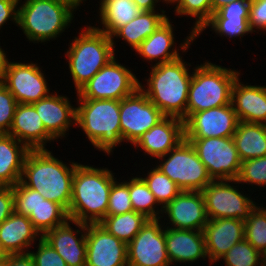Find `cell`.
<instances>
[{"mask_svg": "<svg viewBox=\"0 0 266 266\" xmlns=\"http://www.w3.org/2000/svg\"><path fill=\"white\" fill-rule=\"evenodd\" d=\"M51 153L47 149L30 150L24 161L20 182L38 191L45 199L58 203L68 212L74 171L78 163L70 162L68 167Z\"/></svg>", "mask_w": 266, "mask_h": 266, "instance_id": "1", "label": "cell"}, {"mask_svg": "<svg viewBox=\"0 0 266 266\" xmlns=\"http://www.w3.org/2000/svg\"><path fill=\"white\" fill-rule=\"evenodd\" d=\"M114 175L104 168L77 164L72 181L70 220L99 224L107 216L109 195Z\"/></svg>", "mask_w": 266, "mask_h": 266, "instance_id": "2", "label": "cell"}, {"mask_svg": "<svg viewBox=\"0 0 266 266\" xmlns=\"http://www.w3.org/2000/svg\"><path fill=\"white\" fill-rule=\"evenodd\" d=\"M182 60L154 65L147 79V89L140 83L147 98L166 117L186 119L189 85L193 75Z\"/></svg>", "mask_w": 266, "mask_h": 266, "instance_id": "3", "label": "cell"}, {"mask_svg": "<svg viewBox=\"0 0 266 266\" xmlns=\"http://www.w3.org/2000/svg\"><path fill=\"white\" fill-rule=\"evenodd\" d=\"M76 124L94 148L108 155L123 142L120 127V101L113 99H79Z\"/></svg>", "mask_w": 266, "mask_h": 266, "instance_id": "4", "label": "cell"}, {"mask_svg": "<svg viewBox=\"0 0 266 266\" xmlns=\"http://www.w3.org/2000/svg\"><path fill=\"white\" fill-rule=\"evenodd\" d=\"M239 76L238 71L209 61L198 65L189 85L186 118L196 112L231 104L232 88Z\"/></svg>", "mask_w": 266, "mask_h": 266, "instance_id": "5", "label": "cell"}, {"mask_svg": "<svg viewBox=\"0 0 266 266\" xmlns=\"http://www.w3.org/2000/svg\"><path fill=\"white\" fill-rule=\"evenodd\" d=\"M83 29L66 52L77 91L115 57L112 40L106 33L95 26Z\"/></svg>", "mask_w": 266, "mask_h": 266, "instance_id": "6", "label": "cell"}, {"mask_svg": "<svg viewBox=\"0 0 266 266\" xmlns=\"http://www.w3.org/2000/svg\"><path fill=\"white\" fill-rule=\"evenodd\" d=\"M18 10V26L35 43L56 39L72 23L75 11L60 0H26Z\"/></svg>", "mask_w": 266, "mask_h": 266, "instance_id": "7", "label": "cell"}, {"mask_svg": "<svg viewBox=\"0 0 266 266\" xmlns=\"http://www.w3.org/2000/svg\"><path fill=\"white\" fill-rule=\"evenodd\" d=\"M157 159L162 162L156 167L174 181L181 191L201 192L213 181L195 148L186 139Z\"/></svg>", "mask_w": 266, "mask_h": 266, "instance_id": "8", "label": "cell"}, {"mask_svg": "<svg viewBox=\"0 0 266 266\" xmlns=\"http://www.w3.org/2000/svg\"><path fill=\"white\" fill-rule=\"evenodd\" d=\"M139 87L140 81L136 76L114 57L77 91V98L120 101Z\"/></svg>", "mask_w": 266, "mask_h": 266, "instance_id": "9", "label": "cell"}, {"mask_svg": "<svg viewBox=\"0 0 266 266\" xmlns=\"http://www.w3.org/2000/svg\"><path fill=\"white\" fill-rule=\"evenodd\" d=\"M186 140L193 145L213 180H236L238 178L242 161L233 137Z\"/></svg>", "mask_w": 266, "mask_h": 266, "instance_id": "10", "label": "cell"}, {"mask_svg": "<svg viewBox=\"0 0 266 266\" xmlns=\"http://www.w3.org/2000/svg\"><path fill=\"white\" fill-rule=\"evenodd\" d=\"M232 180H213L201 191L208 219L236 218L246 220L256 206L250 197L241 194L229 183Z\"/></svg>", "mask_w": 266, "mask_h": 266, "instance_id": "11", "label": "cell"}, {"mask_svg": "<svg viewBox=\"0 0 266 266\" xmlns=\"http://www.w3.org/2000/svg\"><path fill=\"white\" fill-rule=\"evenodd\" d=\"M165 116L139 87L133 94L120 100L122 140L134 144L140 136Z\"/></svg>", "mask_w": 266, "mask_h": 266, "instance_id": "12", "label": "cell"}, {"mask_svg": "<svg viewBox=\"0 0 266 266\" xmlns=\"http://www.w3.org/2000/svg\"><path fill=\"white\" fill-rule=\"evenodd\" d=\"M159 219H149L127 244L128 266H170L165 230Z\"/></svg>", "mask_w": 266, "mask_h": 266, "instance_id": "13", "label": "cell"}, {"mask_svg": "<svg viewBox=\"0 0 266 266\" xmlns=\"http://www.w3.org/2000/svg\"><path fill=\"white\" fill-rule=\"evenodd\" d=\"M41 68L35 63L9 62L0 81L18 104H32L50 93Z\"/></svg>", "mask_w": 266, "mask_h": 266, "instance_id": "14", "label": "cell"}, {"mask_svg": "<svg viewBox=\"0 0 266 266\" xmlns=\"http://www.w3.org/2000/svg\"><path fill=\"white\" fill-rule=\"evenodd\" d=\"M238 123L232 104L196 112L184 120V139L233 137Z\"/></svg>", "mask_w": 266, "mask_h": 266, "instance_id": "15", "label": "cell"}, {"mask_svg": "<svg viewBox=\"0 0 266 266\" xmlns=\"http://www.w3.org/2000/svg\"><path fill=\"white\" fill-rule=\"evenodd\" d=\"M86 266H128L127 244L99 224H87Z\"/></svg>", "mask_w": 266, "mask_h": 266, "instance_id": "16", "label": "cell"}, {"mask_svg": "<svg viewBox=\"0 0 266 266\" xmlns=\"http://www.w3.org/2000/svg\"><path fill=\"white\" fill-rule=\"evenodd\" d=\"M172 226L168 228L203 231L208 223L205 200L202 192L181 191L164 208Z\"/></svg>", "mask_w": 266, "mask_h": 266, "instance_id": "17", "label": "cell"}, {"mask_svg": "<svg viewBox=\"0 0 266 266\" xmlns=\"http://www.w3.org/2000/svg\"><path fill=\"white\" fill-rule=\"evenodd\" d=\"M69 222L81 230H73ZM86 231V223L68 219L64 224L46 232L42 238L57 251L67 266H86ZM80 234L81 237L78 238Z\"/></svg>", "mask_w": 266, "mask_h": 266, "instance_id": "18", "label": "cell"}, {"mask_svg": "<svg viewBox=\"0 0 266 266\" xmlns=\"http://www.w3.org/2000/svg\"><path fill=\"white\" fill-rule=\"evenodd\" d=\"M203 234L208 262L212 264L219 261L236 243L244 239V220L209 219L203 229Z\"/></svg>", "mask_w": 266, "mask_h": 266, "instance_id": "19", "label": "cell"}, {"mask_svg": "<svg viewBox=\"0 0 266 266\" xmlns=\"http://www.w3.org/2000/svg\"><path fill=\"white\" fill-rule=\"evenodd\" d=\"M184 139V121L164 117L133 144L155 159L166 155Z\"/></svg>", "mask_w": 266, "mask_h": 266, "instance_id": "20", "label": "cell"}, {"mask_svg": "<svg viewBox=\"0 0 266 266\" xmlns=\"http://www.w3.org/2000/svg\"><path fill=\"white\" fill-rule=\"evenodd\" d=\"M30 150L46 149V143L56 140L46 129L32 104H18L12 126L7 133Z\"/></svg>", "mask_w": 266, "mask_h": 266, "instance_id": "21", "label": "cell"}, {"mask_svg": "<svg viewBox=\"0 0 266 266\" xmlns=\"http://www.w3.org/2000/svg\"><path fill=\"white\" fill-rule=\"evenodd\" d=\"M32 105L55 139L64 137L69 127L76 125V107L71 106L68 97L51 93Z\"/></svg>", "mask_w": 266, "mask_h": 266, "instance_id": "22", "label": "cell"}, {"mask_svg": "<svg viewBox=\"0 0 266 266\" xmlns=\"http://www.w3.org/2000/svg\"><path fill=\"white\" fill-rule=\"evenodd\" d=\"M250 0H233L212 14L211 19L196 34V37L208 26L218 35L228 36L229 39L243 37L252 33L249 26Z\"/></svg>", "mask_w": 266, "mask_h": 266, "instance_id": "23", "label": "cell"}, {"mask_svg": "<svg viewBox=\"0 0 266 266\" xmlns=\"http://www.w3.org/2000/svg\"><path fill=\"white\" fill-rule=\"evenodd\" d=\"M166 250L173 262H194L208 257L203 231L166 228Z\"/></svg>", "mask_w": 266, "mask_h": 266, "instance_id": "24", "label": "cell"}, {"mask_svg": "<svg viewBox=\"0 0 266 266\" xmlns=\"http://www.w3.org/2000/svg\"><path fill=\"white\" fill-rule=\"evenodd\" d=\"M231 104L239 121L262 123L266 119V86L244 85L238 77L232 88Z\"/></svg>", "mask_w": 266, "mask_h": 266, "instance_id": "25", "label": "cell"}, {"mask_svg": "<svg viewBox=\"0 0 266 266\" xmlns=\"http://www.w3.org/2000/svg\"><path fill=\"white\" fill-rule=\"evenodd\" d=\"M39 236L42 237L25 215L13 212L0 224V243L7 254L28 253L26 249Z\"/></svg>", "mask_w": 266, "mask_h": 266, "instance_id": "26", "label": "cell"}, {"mask_svg": "<svg viewBox=\"0 0 266 266\" xmlns=\"http://www.w3.org/2000/svg\"><path fill=\"white\" fill-rule=\"evenodd\" d=\"M29 151L25 144L13 136L0 133V186L13 187L20 181Z\"/></svg>", "mask_w": 266, "mask_h": 266, "instance_id": "27", "label": "cell"}, {"mask_svg": "<svg viewBox=\"0 0 266 266\" xmlns=\"http://www.w3.org/2000/svg\"><path fill=\"white\" fill-rule=\"evenodd\" d=\"M172 25L168 18L136 48L135 52H138L146 61H156L157 63L154 65L168 63L180 58L176 48L171 50L175 44Z\"/></svg>", "mask_w": 266, "mask_h": 266, "instance_id": "28", "label": "cell"}, {"mask_svg": "<svg viewBox=\"0 0 266 266\" xmlns=\"http://www.w3.org/2000/svg\"><path fill=\"white\" fill-rule=\"evenodd\" d=\"M161 13L155 11H141L132 21L118 28L111 36L113 46L116 45L114 37L126 41L131 50L136 48L154 31L164 23L168 17L164 10ZM157 12V13H156Z\"/></svg>", "mask_w": 266, "mask_h": 266, "instance_id": "29", "label": "cell"}, {"mask_svg": "<svg viewBox=\"0 0 266 266\" xmlns=\"http://www.w3.org/2000/svg\"><path fill=\"white\" fill-rule=\"evenodd\" d=\"M233 140L242 162L266 156V130L262 123L239 121Z\"/></svg>", "mask_w": 266, "mask_h": 266, "instance_id": "30", "label": "cell"}, {"mask_svg": "<svg viewBox=\"0 0 266 266\" xmlns=\"http://www.w3.org/2000/svg\"><path fill=\"white\" fill-rule=\"evenodd\" d=\"M100 2L99 16L103 29L95 28L106 33L109 37L142 11L133 0H101Z\"/></svg>", "mask_w": 266, "mask_h": 266, "instance_id": "31", "label": "cell"}, {"mask_svg": "<svg viewBox=\"0 0 266 266\" xmlns=\"http://www.w3.org/2000/svg\"><path fill=\"white\" fill-rule=\"evenodd\" d=\"M149 219L142 213L129 211L107 215L100 223L108 233L129 244Z\"/></svg>", "mask_w": 266, "mask_h": 266, "instance_id": "32", "label": "cell"}, {"mask_svg": "<svg viewBox=\"0 0 266 266\" xmlns=\"http://www.w3.org/2000/svg\"><path fill=\"white\" fill-rule=\"evenodd\" d=\"M28 218L41 236L69 219L67 211L61 205L45 199L39 192L38 205Z\"/></svg>", "mask_w": 266, "mask_h": 266, "instance_id": "33", "label": "cell"}, {"mask_svg": "<svg viewBox=\"0 0 266 266\" xmlns=\"http://www.w3.org/2000/svg\"><path fill=\"white\" fill-rule=\"evenodd\" d=\"M175 13L176 15H187L190 17H197L195 25L192 27L190 36H187L185 42L180 45V50L185 52L196 38V34L204 27V25L212 17L211 0H176Z\"/></svg>", "mask_w": 266, "mask_h": 266, "instance_id": "34", "label": "cell"}, {"mask_svg": "<svg viewBox=\"0 0 266 266\" xmlns=\"http://www.w3.org/2000/svg\"><path fill=\"white\" fill-rule=\"evenodd\" d=\"M128 187L133 211L144 214L148 219L160 220L162 216L159 214H163V208L159 211L155 209L158 202L144 180L141 177L131 178Z\"/></svg>", "mask_w": 266, "mask_h": 266, "instance_id": "35", "label": "cell"}, {"mask_svg": "<svg viewBox=\"0 0 266 266\" xmlns=\"http://www.w3.org/2000/svg\"><path fill=\"white\" fill-rule=\"evenodd\" d=\"M147 174L145 178H141L155 196L158 205H162V208L181 192L176 183L163 174L157 167H153Z\"/></svg>", "mask_w": 266, "mask_h": 266, "instance_id": "36", "label": "cell"}, {"mask_svg": "<svg viewBox=\"0 0 266 266\" xmlns=\"http://www.w3.org/2000/svg\"><path fill=\"white\" fill-rule=\"evenodd\" d=\"M244 238L261 254L266 250V207L255 206L244 220Z\"/></svg>", "mask_w": 266, "mask_h": 266, "instance_id": "37", "label": "cell"}, {"mask_svg": "<svg viewBox=\"0 0 266 266\" xmlns=\"http://www.w3.org/2000/svg\"><path fill=\"white\" fill-rule=\"evenodd\" d=\"M222 259L226 266H265L262 254L245 238L236 243Z\"/></svg>", "mask_w": 266, "mask_h": 266, "instance_id": "38", "label": "cell"}, {"mask_svg": "<svg viewBox=\"0 0 266 266\" xmlns=\"http://www.w3.org/2000/svg\"><path fill=\"white\" fill-rule=\"evenodd\" d=\"M232 182L266 186V156L243 161L238 178Z\"/></svg>", "mask_w": 266, "mask_h": 266, "instance_id": "39", "label": "cell"}, {"mask_svg": "<svg viewBox=\"0 0 266 266\" xmlns=\"http://www.w3.org/2000/svg\"><path fill=\"white\" fill-rule=\"evenodd\" d=\"M132 210L128 182L114 181L109 195L107 215L124 214Z\"/></svg>", "mask_w": 266, "mask_h": 266, "instance_id": "40", "label": "cell"}, {"mask_svg": "<svg viewBox=\"0 0 266 266\" xmlns=\"http://www.w3.org/2000/svg\"><path fill=\"white\" fill-rule=\"evenodd\" d=\"M14 212L29 216L38 205V191L24 186L20 181L13 186Z\"/></svg>", "mask_w": 266, "mask_h": 266, "instance_id": "41", "label": "cell"}, {"mask_svg": "<svg viewBox=\"0 0 266 266\" xmlns=\"http://www.w3.org/2000/svg\"><path fill=\"white\" fill-rule=\"evenodd\" d=\"M18 102L0 81V133H8Z\"/></svg>", "mask_w": 266, "mask_h": 266, "instance_id": "42", "label": "cell"}, {"mask_svg": "<svg viewBox=\"0 0 266 266\" xmlns=\"http://www.w3.org/2000/svg\"><path fill=\"white\" fill-rule=\"evenodd\" d=\"M39 239L38 249L30 252L35 266H67L65 260L42 237Z\"/></svg>", "mask_w": 266, "mask_h": 266, "instance_id": "43", "label": "cell"}, {"mask_svg": "<svg viewBox=\"0 0 266 266\" xmlns=\"http://www.w3.org/2000/svg\"><path fill=\"white\" fill-rule=\"evenodd\" d=\"M248 20L253 32L254 28L266 31V0H250Z\"/></svg>", "mask_w": 266, "mask_h": 266, "instance_id": "44", "label": "cell"}, {"mask_svg": "<svg viewBox=\"0 0 266 266\" xmlns=\"http://www.w3.org/2000/svg\"><path fill=\"white\" fill-rule=\"evenodd\" d=\"M13 187L0 186V224L14 212Z\"/></svg>", "mask_w": 266, "mask_h": 266, "instance_id": "45", "label": "cell"}, {"mask_svg": "<svg viewBox=\"0 0 266 266\" xmlns=\"http://www.w3.org/2000/svg\"><path fill=\"white\" fill-rule=\"evenodd\" d=\"M19 0H0V28L11 19L18 26ZM17 8V10H16Z\"/></svg>", "mask_w": 266, "mask_h": 266, "instance_id": "46", "label": "cell"}, {"mask_svg": "<svg viewBox=\"0 0 266 266\" xmlns=\"http://www.w3.org/2000/svg\"><path fill=\"white\" fill-rule=\"evenodd\" d=\"M8 266H35L31 255L28 253L8 254Z\"/></svg>", "mask_w": 266, "mask_h": 266, "instance_id": "47", "label": "cell"}, {"mask_svg": "<svg viewBox=\"0 0 266 266\" xmlns=\"http://www.w3.org/2000/svg\"><path fill=\"white\" fill-rule=\"evenodd\" d=\"M136 6L142 11H155V3L160 2L159 0H133Z\"/></svg>", "mask_w": 266, "mask_h": 266, "instance_id": "48", "label": "cell"}, {"mask_svg": "<svg viewBox=\"0 0 266 266\" xmlns=\"http://www.w3.org/2000/svg\"><path fill=\"white\" fill-rule=\"evenodd\" d=\"M8 58H6L5 51L0 46V78L3 76L4 71L8 67Z\"/></svg>", "mask_w": 266, "mask_h": 266, "instance_id": "49", "label": "cell"}, {"mask_svg": "<svg viewBox=\"0 0 266 266\" xmlns=\"http://www.w3.org/2000/svg\"><path fill=\"white\" fill-rule=\"evenodd\" d=\"M232 1L233 0H211L212 14Z\"/></svg>", "mask_w": 266, "mask_h": 266, "instance_id": "50", "label": "cell"}, {"mask_svg": "<svg viewBox=\"0 0 266 266\" xmlns=\"http://www.w3.org/2000/svg\"><path fill=\"white\" fill-rule=\"evenodd\" d=\"M60 1L68 4L73 9H77V7L80 6L82 1H84V0H60Z\"/></svg>", "mask_w": 266, "mask_h": 266, "instance_id": "51", "label": "cell"}, {"mask_svg": "<svg viewBox=\"0 0 266 266\" xmlns=\"http://www.w3.org/2000/svg\"><path fill=\"white\" fill-rule=\"evenodd\" d=\"M8 256V254L4 251L2 248V245L0 243V260L5 259Z\"/></svg>", "mask_w": 266, "mask_h": 266, "instance_id": "52", "label": "cell"}, {"mask_svg": "<svg viewBox=\"0 0 266 266\" xmlns=\"http://www.w3.org/2000/svg\"><path fill=\"white\" fill-rule=\"evenodd\" d=\"M0 266H8V256L5 259L0 260Z\"/></svg>", "mask_w": 266, "mask_h": 266, "instance_id": "53", "label": "cell"}, {"mask_svg": "<svg viewBox=\"0 0 266 266\" xmlns=\"http://www.w3.org/2000/svg\"><path fill=\"white\" fill-rule=\"evenodd\" d=\"M262 258H263V262H264V264H265V266H266V250H265V252L262 254Z\"/></svg>", "mask_w": 266, "mask_h": 266, "instance_id": "54", "label": "cell"}, {"mask_svg": "<svg viewBox=\"0 0 266 266\" xmlns=\"http://www.w3.org/2000/svg\"><path fill=\"white\" fill-rule=\"evenodd\" d=\"M175 1H176V0H163V2H165L166 4H167V3H168V4H169V3H171V4L173 3V4H174Z\"/></svg>", "mask_w": 266, "mask_h": 266, "instance_id": "55", "label": "cell"}, {"mask_svg": "<svg viewBox=\"0 0 266 266\" xmlns=\"http://www.w3.org/2000/svg\"><path fill=\"white\" fill-rule=\"evenodd\" d=\"M264 129L266 130V119L262 122Z\"/></svg>", "mask_w": 266, "mask_h": 266, "instance_id": "56", "label": "cell"}]
</instances>
